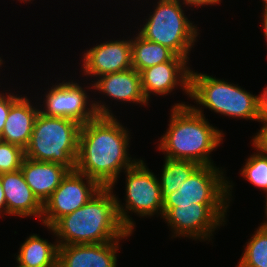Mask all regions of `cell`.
<instances>
[{
    "mask_svg": "<svg viewBox=\"0 0 267 267\" xmlns=\"http://www.w3.org/2000/svg\"><path fill=\"white\" fill-rule=\"evenodd\" d=\"M3 60L0 57V67L2 66Z\"/></svg>",
    "mask_w": 267,
    "mask_h": 267,
    "instance_id": "d6a6232c",
    "label": "cell"
},
{
    "mask_svg": "<svg viewBox=\"0 0 267 267\" xmlns=\"http://www.w3.org/2000/svg\"><path fill=\"white\" fill-rule=\"evenodd\" d=\"M228 207L229 204L198 203L163 207L162 217L174 231L172 237L185 236L205 241L213 235L215 228L224 225Z\"/></svg>",
    "mask_w": 267,
    "mask_h": 267,
    "instance_id": "9c48e42d",
    "label": "cell"
},
{
    "mask_svg": "<svg viewBox=\"0 0 267 267\" xmlns=\"http://www.w3.org/2000/svg\"><path fill=\"white\" fill-rule=\"evenodd\" d=\"M260 115L262 119L267 120V87L260 94Z\"/></svg>",
    "mask_w": 267,
    "mask_h": 267,
    "instance_id": "83f0119b",
    "label": "cell"
},
{
    "mask_svg": "<svg viewBox=\"0 0 267 267\" xmlns=\"http://www.w3.org/2000/svg\"><path fill=\"white\" fill-rule=\"evenodd\" d=\"M112 190L103 187L84 206L49 227L58 237V245L107 243L132 234L119 220Z\"/></svg>",
    "mask_w": 267,
    "mask_h": 267,
    "instance_id": "7a4b0ae2",
    "label": "cell"
},
{
    "mask_svg": "<svg viewBox=\"0 0 267 267\" xmlns=\"http://www.w3.org/2000/svg\"><path fill=\"white\" fill-rule=\"evenodd\" d=\"M157 4L139 34L188 60L190 49L198 36L196 26L184 15L179 1L159 0Z\"/></svg>",
    "mask_w": 267,
    "mask_h": 267,
    "instance_id": "8992f818",
    "label": "cell"
},
{
    "mask_svg": "<svg viewBox=\"0 0 267 267\" xmlns=\"http://www.w3.org/2000/svg\"><path fill=\"white\" fill-rule=\"evenodd\" d=\"M257 154L251 155L241 171L244 179L259 187L267 194V155H264L259 149Z\"/></svg>",
    "mask_w": 267,
    "mask_h": 267,
    "instance_id": "603a6c76",
    "label": "cell"
},
{
    "mask_svg": "<svg viewBox=\"0 0 267 267\" xmlns=\"http://www.w3.org/2000/svg\"><path fill=\"white\" fill-rule=\"evenodd\" d=\"M39 109L31 105L27 97H20L11 105L0 140L20 146L29 144Z\"/></svg>",
    "mask_w": 267,
    "mask_h": 267,
    "instance_id": "e0dca14e",
    "label": "cell"
},
{
    "mask_svg": "<svg viewBox=\"0 0 267 267\" xmlns=\"http://www.w3.org/2000/svg\"><path fill=\"white\" fill-rule=\"evenodd\" d=\"M266 204H265V215L267 216V194H266ZM267 218V217H266ZM261 226L266 227L267 228V221H265L263 224H261Z\"/></svg>",
    "mask_w": 267,
    "mask_h": 267,
    "instance_id": "4dcf8cb0",
    "label": "cell"
},
{
    "mask_svg": "<svg viewBox=\"0 0 267 267\" xmlns=\"http://www.w3.org/2000/svg\"><path fill=\"white\" fill-rule=\"evenodd\" d=\"M263 27H264V37H266V42H267V9L263 10Z\"/></svg>",
    "mask_w": 267,
    "mask_h": 267,
    "instance_id": "f546056e",
    "label": "cell"
},
{
    "mask_svg": "<svg viewBox=\"0 0 267 267\" xmlns=\"http://www.w3.org/2000/svg\"><path fill=\"white\" fill-rule=\"evenodd\" d=\"M91 88L125 102L148 105L141 88L140 73L134 68L98 77Z\"/></svg>",
    "mask_w": 267,
    "mask_h": 267,
    "instance_id": "ac0fdd59",
    "label": "cell"
},
{
    "mask_svg": "<svg viewBox=\"0 0 267 267\" xmlns=\"http://www.w3.org/2000/svg\"><path fill=\"white\" fill-rule=\"evenodd\" d=\"M202 111L185 103L172 106L169 128L159 144L167 158L213 165L209 155L220 146L224 133L210 125Z\"/></svg>",
    "mask_w": 267,
    "mask_h": 267,
    "instance_id": "3957f363",
    "label": "cell"
},
{
    "mask_svg": "<svg viewBox=\"0 0 267 267\" xmlns=\"http://www.w3.org/2000/svg\"><path fill=\"white\" fill-rule=\"evenodd\" d=\"M244 250L238 267H267V228L259 226Z\"/></svg>",
    "mask_w": 267,
    "mask_h": 267,
    "instance_id": "7402d4cb",
    "label": "cell"
},
{
    "mask_svg": "<svg viewBox=\"0 0 267 267\" xmlns=\"http://www.w3.org/2000/svg\"><path fill=\"white\" fill-rule=\"evenodd\" d=\"M131 39L132 68L139 73L157 64L171 61L176 54L159 43L143 38L139 33Z\"/></svg>",
    "mask_w": 267,
    "mask_h": 267,
    "instance_id": "ffe728a7",
    "label": "cell"
},
{
    "mask_svg": "<svg viewBox=\"0 0 267 267\" xmlns=\"http://www.w3.org/2000/svg\"><path fill=\"white\" fill-rule=\"evenodd\" d=\"M188 60L175 56L171 61L154 65L140 72L141 88L147 102L150 94L167 95L180 85L183 91L189 95L190 71L186 65Z\"/></svg>",
    "mask_w": 267,
    "mask_h": 267,
    "instance_id": "7c38bea8",
    "label": "cell"
},
{
    "mask_svg": "<svg viewBox=\"0 0 267 267\" xmlns=\"http://www.w3.org/2000/svg\"><path fill=\"white\" fill-rule=\"evenodd\" d=\"M20 247L16 258L19 267H57V242L52 244L33 234Z\"/></svg>",
    "mask_w": 267,
    "mask_h": 267,
    "instance_id": "d6986e66",
    "label": "cell"
},
{
    "mask_svg": "<svg viewBox=\"0 0 267 267\" xmlns=\"http://www.w3.org/2000/svg\"><path fill=\"white\" fill-rule=\"evenodd\" d=\"M189 97L221 115L262 121L260 96L213 76L190 71Z\"/></svg>",
    "mask_w": 267,
    "mask_h": 267,
    "instance_id": "5b68a950",
    "label": "cell"
},
{
    "mask_svg": "<svg viewBox=\"0 0 267 267\" xmlns=\"http://www.w3.org/2000/svg\"><path fill=\"white\" fill-rule=\"evenodd\" d=\"M20 170L26 183L42 204L71 171L59 163L36 161L27 157L24 158Z\"/></svg>",
    "mask_w": 267,
    "mask_h": 267,
    "instance_id": "2e32d148",
    "label": "cell"
},
{
    "mask_svg": "<svg viewBox=\"0 0 267 267\" xmlns=\"http://www.w3.org/2000/svg\"><path fill=\"white\" fill-rule=\"evenodd\" d=\"M90 48L83 55L85 75L101 77L132 68L131 39L105 41Z\"/></svg>",
    "mask_w": 267,
    "mask_h": 267,
    "instance_id": "4fadbf2b",
    "label": "cell"
},
{
    "mask_svg": "<svg viewBox=\"0 0 267 267\" xmlns=\"http://www.w3.org/2000/svg\"><path fill=\"white\" fill-rule=\"evenodd\" d=\"M45 98V110L40 112L46 116L69 118L83 125L97 116H113L109 107L99 102L88 104V95L78 83L69 80L53 85ZM88 104L89 108L86 107Z\"/></svg>",
    "mask_w": 267,
    "mask_h": 267,
    "instance_id": "30bf717a",
    "label": "cell"
},
{
    "mask_svg": "<svg viewBox=\"0 0 267 267\" xmlns=\"http://www.w3.org/2000/svg\"><path fill=\"white\" fill-rule=\"evenodd\" d=\"M263 1V3L265 4H263V6H264V9H267V0H262Z\"/></svg>",
    "mask_w": 267,
    "mask_h": 267,
    "instance_id": "1f68e13d",
    "label": "cell"
},
{
    "mask_svg": "<svg viewBox=\"0 0 267 267\" xmlns=\"http://www.w3.org/2000/svg\"><path fill=\"white\" fill-rule=\"evenodd\" d=\"M24 158L23 148L0 140V174L20 170Z\"/></svg>",
    "mask_w": 267,
    "mask_h": 267,
    "instance_id": "cb8c5ba5",
    "label": "cell"
},
{
    "mask_svg": "<svg viewBox=\"0 0 267 267\" xmlns=\"http://www.w3.org/2000/svg\"><path fill=\"white\" fill-rule=\"evenodd\" d=\"M102 188L90 177L76 170L70 171L43 204V224L47 228L52 227L61 217L84 206Z\"/></svg>",
    "mask_w": 267,
    "mask_h": 267,
    "instance_id": "8fae6325",
    "label": "cell"
},
{
    "mask_svg": "<svg viewBox=\"0 0 267 267\" xmlns=\"http://www.w3.org/2000/svg\"><path fill=\"white\" fill-rule=\"evenodd\" d=\"M214 165L200 166L179 189L163 200V207L198 204H230L232 185ZM230 196V197H229ZM228 202V203H227Z\"/></svg>",
    "mask_w": 267,
    "mask_h": 267,
    "instance_id": "ba28073f",
    "label": "cell"
},
{
    "mask_svg": "<svg viewBox=\"0 0 267 267\" xmlns=\"http://www.w3.org/2000/svg\"><path fill=\"white\" fill-rule=\"evenodd\" d=\"M80 127L81 124L75 120L46 116L39 111L29 144L25 148V157L59 163L74 171Z\"/></svg>",
    "mask_w": 267,
    "mask_h": 267,
    "instance_id": "277c9868",
    "label": "cell"
},
{
    "mask_svg": "<svg viewBox=\"0 0 267 267\" xmlns=\"http://www.w3.org/2000/svg\"><path fill=\"white\" fill-rule=\"evenodd\" d=\"M263 126L260 128L257 135L253 138V145L259 149L264 155H267V120L262 119Z\"/></svg>",
    "mask_w": 267,
    "mask_h": 267,
    "instance_id": "484cf974",
    "label": "cell"
},
{
    "mask_svg": "<svg viewBox=\"0 0 267 267\" xmlns=\"http://www.w3.org/2000/svg\"><path fill=\"white\" fill-rule=\"evenodd\" d=\"M4 95V93L0 94V134L3 131L11 105L19 98L17 95H11V93L9 95Z\"/></svg>",
    "mask_w": 267,
    "mask_h": 267,
    "instance_id": "d4e9b609",
    "label": "cell"
},
{
    "mask_svg": "<svg viewBox=\"0 0 267 267\" xmlns=\"http://www.w3.org/2000/svg\"><path fill=\"white\" fill-rule=\"evenodd\" d=\"M128 134L114 116H97L81 125L75 170L102 187L114 188L121 170L139 160L128 156Z\"/></svg>",
    "mask_w": 267,
    "mask_h": 267,
    "instance_id": "6da1fadb",
    "label": "cell"
},
{
    "mask_svg": "<svg viewBox=\"0 0 267 267\" xmlns=\"http://www.w3.org/2000/svg\"><path fill=\"white\" fill-rule=\"evenodd\" d=\"M199 164L165 157L162 175L159 181L163 200L173 191L179 189V185L185 182L198 168Z\"/></svg>",
    "mask_w": 267,
    "mask_h": 267,
    "instance_id": "44dd1931",
    "label": "cell"
},
{
    "mask_svg": "<svg viewBox=\"0 0 267 267\" xmlns=\"http://www.w3.org/2000/svg\"><path fill=\"white\" fill-rule=\"evenodd\" d=\"M0 181L5 192L6 214L42 218L43 204L34 195L26 183L21 170L0 174Z\"/></svg>",
    "mask_w": 267,
    "mask_h": 267,
    "instance_id": "9a60e30c",
    "label": "cell"
},
{
    "mask_svg": "<svg viewBox=\"0 0 267 267\" xmlns=\"http://www.w3.org/2000/svg\"><path fill=\"white\" fill-rule=\"evenodd\" d=\"M3 187L1 185L0 181V214L4 212L3 214L6 213V200H5V195H4Z\"/></svg>",
    "mask_w": 267,
    "mask_h": 267,
    "instance_id": "f1b7e54d",
    "label": "cell"
},
{
    "mask_svg": "<svg viewBox=\"0 0 267 267\" xmlns=\"http://www.w3.org/2000/svg\"><path fill=\"white\" fill-rule=\"evenodd\" d=\"M126 172V205L125 208L116 198V209L123 227L130 233L134 229V222L128 210L143 216L159 214L163 216V198L158 178L151 172L143 160H138ZM127 211V212H126Z\"/></svg>",
    "mask_w": 267,
    "mask_h": 267,
    "instance_id": "52a82bcc",
    "label": "cell"
},
{
    "mask_svg": "<svg viewBox=\"0 0 267 267\" xmlns=\"http://www.w3.org/2000/svg\"><path fill=\"white\" fill-rule=\"evenodd\" d=\"M118 242L58 245L57 267H116Z\"/></svg>",
    "mask_w": 267,
    "mask_h": 267,
    "instance_id": "5bb4252c",
    "label": "cell"
},
{
    "mask_svg": "<svg viewBox=\"0 0 267 267\" xmlns=\"http://www.w3.org/2000/svg\"><path fill=\"white\" fill-rule=\"evenodd\" d=\"M181 2L180 0H177ZM221 2V0H183L182 4L188 5V6H195V7H200L203 5H214L218 4Z\"/></svg>",
    "mask_w": 267,
    "mask_h": 267,
    "instance_id": "4316f807",
    "label": "cell"
}]
</instances>
